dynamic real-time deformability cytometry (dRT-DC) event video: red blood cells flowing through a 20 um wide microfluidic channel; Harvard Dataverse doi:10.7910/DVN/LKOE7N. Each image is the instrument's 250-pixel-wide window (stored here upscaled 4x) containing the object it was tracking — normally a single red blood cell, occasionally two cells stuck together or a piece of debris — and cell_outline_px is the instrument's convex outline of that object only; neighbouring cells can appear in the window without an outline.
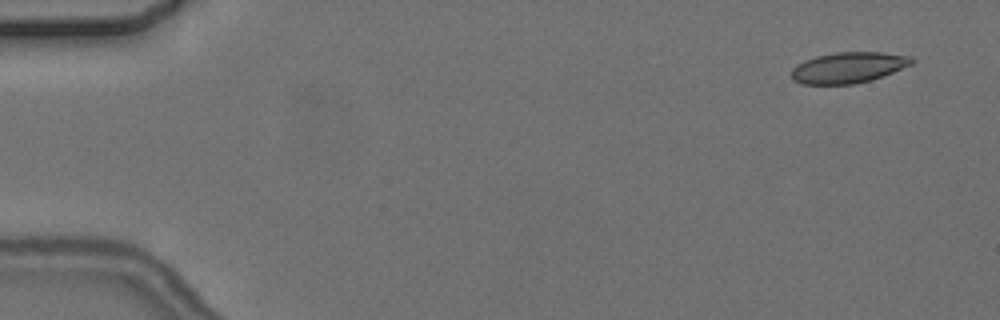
{"species": "common noctule bat (a hibernating species)", "species_latin": "Nyctalus noctula", "temperature_condition": "cold", "stored_images_in_passage": 5, "camera_frame_rate_fps": 3000, "um_per_image_px": 0.085, "animal": {"sex": "female", "body_mass_g": 24.6, "forearm_length_mm": 56.2}, "frame": {"image": 1, "passage_image": 1, "time_ms": 0.0, "image_size_px": [1000, 320], "cell_outline_px": [[916, 60], [912, 64], [872, 80], [856, 84], [804, 84], [792, 80], [792, 68], [796, 64], [804, 60], [816, 56], [836, 52], [884, 52], [912, 56]], "centroid_in_image_um": [72.12, 5.73], "position_along_channel_um": 12.9, "area_um2": 21.79}}
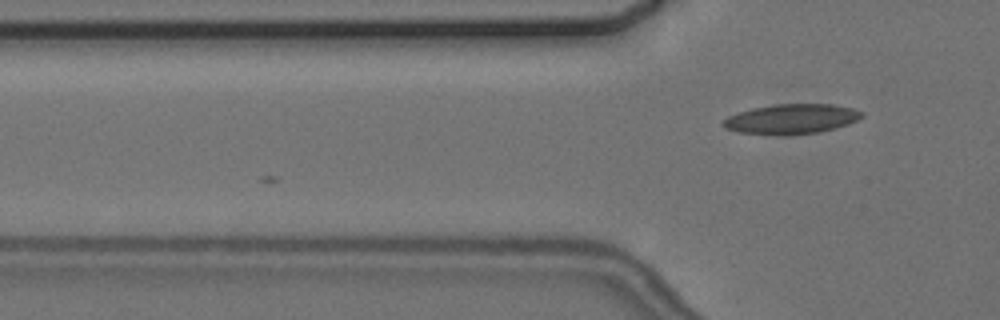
{"frame": {"image": 2, "passage_image": 5, "time_ms": 4.667, "image_size_px": [1000, 320], "cell_outline_px": [[864, 116], [848, 124], [816, 132], [784, 136], [780, 136], [740, 132], [724, 128], [720, 124], [728, 116], [752, 108], [772, 104], [832, 104], [852, 108], [864, 112]], "centroid_in_image_um": [67.24, 10.11], "position_along_channel_um": 58.6, "area_um2": 24.16}}